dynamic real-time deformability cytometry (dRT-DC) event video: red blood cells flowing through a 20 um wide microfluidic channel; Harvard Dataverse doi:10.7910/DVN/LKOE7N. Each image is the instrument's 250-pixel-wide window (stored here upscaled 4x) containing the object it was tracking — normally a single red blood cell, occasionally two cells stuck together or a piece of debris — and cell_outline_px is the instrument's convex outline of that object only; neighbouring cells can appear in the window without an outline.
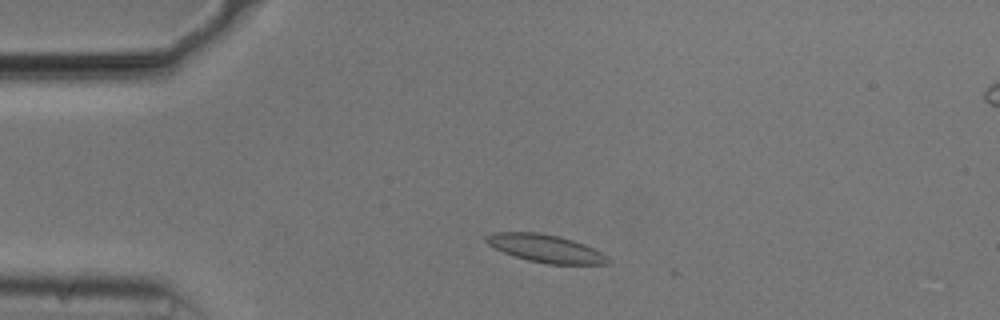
{"species": "common noctule bat (a hibernating species)", "species_latin": "Nyctalus noctula", "temperature_condition": "cold", "stored_images_in_passage": 12, "camera_frame_rate_fps": 3000, "um_per_image_px": 0.085, "animal": {"sex": "male", "body_mass_g": 20.5, "forearm_length_mm": 52.5}, "frame": {"image": 1, "passage_image": 5, "time_ms": 1.333, "image_size_px": [1000, 320], "cell_outline_px": [[612, 260], [608, 264], [548, 264], [528, 260], [504, 252], [488, 244], [484, 240], [484, 236], [492, 232], [536, 232], [560, 236], [584, 244], [600, 252]], "centroid_in_image_um": [46.36, 21.11], "position_along_channel_um": 38.6, "area_um2": 19.59}}
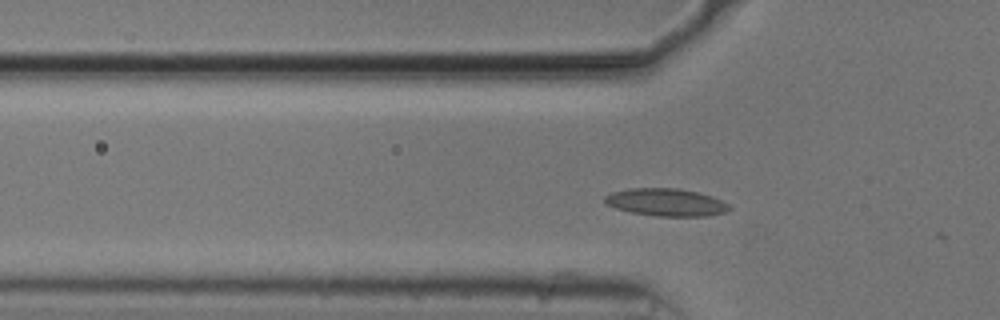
{"frame": {"image": 2, "passage_image": 10, "time_ms": 3.0, "image_size_px": [1000, 320], "cell_outline_px": [[732, 208], [724, 212], [708, 216], [656, 216], [632, 212], [616, 208], [604, 204], [604, 196], [612, 192], [628, 188], [680, 188], [712, 196], [728, 204]], "centroid_in_image_um": [56.59, 17.19], "position_along_channel_um": 69.2, "area_um2": 20.0}}